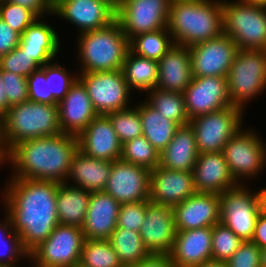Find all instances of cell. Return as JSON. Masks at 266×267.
Masks as SVG:
<instances>
[{
	"instance_id": "cell-1",
	"label": "cell",
	"mask_w": 266,
	"mask_h": 267,
	"mask_svg": "<svg viewBox=\"0 0 266 267\" xmlns=\"http://www.w3.org/2000/svg\"><path fill=\"white\" fill-rule=\"evenodd\" d=\"M4 183L1 196L5 213L30 253L59 224L56 200L60 183L14 177Z\"/></svg>"
},
{
	"instance_id": "cell-2",
	"label": "cell",
	"mask_w": 266,
	"mask_h": 267,
	"mask_svg": "<svg viewBox=\"0 0 266 267\" xmlns=\"http://www.w3.org/2000/svg\"><path fill=\"white\" fill-rule=\"evenodd\" d=\"M77 150V136L66 133L19 142L9 150L10 177L65 183Z\"/></svg>"
},
{
	"instance_id": "cell-3",
	"label": "cell",
	"mask_w": 266,
	"mask_h": 267,
	"mask_svg": "<svg viewBox=\"0 0 266 267\" xmlns=\"http://www.w3.org/2000/svg\"><path fill=\"white\" fill-rule=\"evenodd\" d=\"M168 30L174 44L190 47L224 33L222 0H171Z\"/></svg>"
},
{
	"instance_id": "cell-4",
	"label": "cell",
	"mask_w": 266,
	"mask_h": 267,
	"mask_svg": "<svg viewBox=\"0 0 266 267\" xmlns=\"http://www.w3.org/2000/svg\"><path fill=\"white\" fill-rule=\"evenodd\" d=\"M77 61L79 73L121 70L129 50V40L120 24L98 30H90L77 35Z\"/></svg>"
},
{
	"instance_id": "cell-5",
	"label": "cell",
	"mask_w": 266,
	"mask_h": 267,
	"mask_svg": "<svg viewBox=\"0 0 266 267\" xmlns=\"http://www.w3.org/2000/svg\"><path fill=\"white\" fill-rule=\"evenodd\" d=\"M62 133L57 104L25 101L9 108L0 120V134L8 150L19 142Z\"/></svg>"
},
{
	"instance_id": "cell-6",
	"label": "cell",
	"mask_w": 266,
	"mask_h": 267,
	"mask_svg": "<svg viewBox=\"0 0 266 267\" xmlns=\"http://www.w3.org/2000/svg\"><path fill=\"white\" fill-rule=\"evenodd\" d=\"M224 33L242 50H266V6L222 0Z\"/></svg>"
},
{
	"instance_id": "cell-7",
	"label": "cell",
	"mask_w": 266,
	"mask_h": 267,
	"mask_svg": "<svg viewBox=\"0 0 266 267\" xmlns=\"http://www.w3.org/2000/svg\"><path fill=\"white\" fill-rule=\"evenodd\" d=\"M232 106L245 111V104L266 89V50L239 49L227 75Z\"/></svg>"
},
{
	"instance_id": "cell-8",
	"label": "cell",
	"mask_w": 266,
	"mask_h": 267,
	"mask_svg": "<svg viewBox=\"0 0 266 267\" xmlns=\"http://www.w3.org/2000/svg\"><path fill=\"white\" fill-rule=\"evenodd\" d=\"M84 241L81 227L58 224L48 238L29 253L31 267L78 265Z\"/></svg>"
},
{
	"instance_id": "cell-9",
	"label": "cell",
	"mask_w": 266,
	"mask_h": 267,
	"mask_svg": "<svg viewBox=\"0 0 266 267\" xmlns=\"http://www.w3.org/2000/svg\"><path fill=\"white\" fill-rule=\"evenodd\" d=\"M222 153L237 183L255 178L266 168V143L250 128H241L225 144Z\"/></svg>"
},
{
	"instance_id": "cell-10",
	"label": "cell",
	"mask_w": 266,
	"mask_h": 267,
	"mask_svg": "<svg viewBox=\"0 0 266 267\" xmlns=\"http://www.w3.org/2000/svg\"><path fill=\"white\" fill-rule=\"evenodd\" d=\"M244 112L230 106L191 119L189 123L195 132L199 154L222 151L229 139L242 128Z\"/></svg>"
},
{
	"instance_id": "cell-11",
	"label": "cell",
	"mask_w": 266,
	"mask_h": 267,
	"mask_svg": "<svg viewBox=\"0 0 266 267\" xmlns=\"http://www.w3.org/2000/svg\"><path fill=\"white\" fill-rule=\"evenodd\" d=\"M244 183L220 194V222L241 240L251 241L260 212L256 192Z\"/></svg>"
},
{
	"instance_id": "cell-12",
	"label": "cell",
	"mask_w": 266,
	"mask_h": 267,
	"mask_svg": "<svg viewBox=\"0 0 266 267\" xmlns=\"http://www.w3.org/2000/svg\"><path fill=\"white\" fill-rule=\"evenodd\" d=\"M78 79L85 86L98 115L131 107L130 95L133 92L128 88L122 69L79 73Z\"/></svg>"
},
{
	"instance_id": "cell-13",
	"label": "cell",
	"mask_w": 266,
	"mask_h": 267,
	"mask_svg": "<svg viewBox=\"0 0 266 267\" xmlns=\"http://www.w3.org/2000/svg\"><path fill=\"white\" fill-rule=\"evenodd\" d=\"M171 0H122L116 21L130 40L136 35L168 26Z\"/></svg>"
},
{
	"instance_id": "cell-14",
	"label": "cell",
	"mask_w": 266,
	"mask_h": 267,
	"mask_svg": "<svg viewBox=\"0 0 266 267\" xmlns=\"http://www.w3.org/2000/svg\"><path fill=\"white\" fill-rule=\"evenodd\" d=\"M236 43L225 33L189 47L193 77H226L238 52Z\"/></svg>"
},
{
	"instance_id": "cell-15",
	"label": "cell",
	"mask_w": 266,
	"mask_h": 267,
	"mask_svg": "<svg viewBox=\"0 0 266 267\" xmlns=\"http://www.w3.org/2000/svg\"><path fill=\"white\" fill-rule=\"evenodd\" d=\"M53 15L71 22L80 34L111 25L116 8L106 0H53Z\"/></svg>"
},
{
	"instance_id": "cell-16",
	"label": "cell",
	"mask_w": 266,
	"mask_h": 267,
	"mask_svg": "<svg viewBox=\"0 0 266 267\" xmlns=\"http://www.w3.org/2000/svg\"><path fill=\"white\" fill-rule=\"evenodd\" d=\"M150 170L125 162L121 159L112 162L105 193L120 204L149 200Z\"/></svg>"
},
{
	"instance_id": "cell-17",
	"label": "cell",
	"mask_w": 266,
	"mask_h": 267,
	"mask_svg": "<svg viewBox=\"0 0 266 267\" xmlns=\"http://www.w3.org/2000/svg\"><path fill=\"white\" fill-rule=\"evenodd\" d=\"M183 94L189 120L232 106L226 77H193Z\"/></svg>"
},
{
	"instance_id": "cell-18",
	"label": "cell",
	"mask_w": 266,
	"mask_h": 267,
	"mask_svg": "<svg viewBox=\"0 0 266 267\" xmlns=\"http://www.w3.org/2000/svg\"><path fill=\"white\" fill-rule=\"evenodd\" d=\"M177 235L174 209L149 201L140 236L151 254H170Z\"/></svg>"
},
{
	"instance_id": "cell-19",
	"label": "cell",
	"mask_w": 266,
	"mask_h": 267,
	"mask_svg": "<svg viewBox=\"0 0 266 267\" xmlns=\"http://www.w3.org/2000/svg\"><path fill=\"white\" fill-rule=\"evenodd\" d=\"M196 193L192 171L157 166L150 170L149 201L174 207Z\"/></svg>"
},
{
	"instance_id": "cell-20",
	"label": "cell",
	"mask_w": 266,
	"mask_h": 267,
	"mask_svg": "<svg viewBox=\"0 0 266 267\" xmlns=\"http://www.w3.org/2000/svg\"><path fill=\"white\" fill-rule=\"evenodd\" d=\"M173 209L177 231L212 227L220 222V194L196 192Z\"/></svg>"
},
{
	"instance_id": "cell-21",
	"label": "cell",
	"mask_w": 266,
	"mask_h": 267,
	"mask_svg": "<svg viewBox=\"0 0 266 267\" xmlns=\"http://www.w3.org/2000/svg\"><path fill=\"white\" fill-rule=\"evenodd\" d=\"M57 106L62 133L77 137L98 116L85 86L79 79Z\"/></svg>"
},
{
	"instance_id": "cell-22",
	"label": "cell",
	"mask_w": 266,
	"mask_h": 267,
	"mask_svg": "<svg viewBox=\"0 0 266 267\" xmlns=\"http://www.w3.org/2000/svg\"><path fill=\"white\" fill-rule=\"evenodd\" d=\"M78 149L96 159L113 162L121 157L122 143L106 115H98L77 137Z\"/></svg>"
},
{
	"instance_id": "cell-23",
	"label": "cell",
	"mask_w": 266,
	"mask_h": 267,
	"mask_svg": "<svg viewBox=\"0 0 266 267\" xmlns=\"http://www.w3.org/2000/svg\"><path fill=\"white\" fill-rule=\"evenodd\" d=\"M192 173L196 192L222 194L238 184L222 151L200 153Z\"/></svg>"
},
{
	"instance_id": "cell-24",
	"label": "cell",
	"mask_w": 266,
	"mask_h": 267,
	"mask_svg": "<svg viewBox=\"0 0 266 267\" xmlns=\"http://www.w3.org/2000/svg\"><path fill=\"white\" fill-rule=\"evenodd\" d=\"M120 203L104 191L91 192L81 227L85 239L108 240L117 227Z\"/></svg>"
},
{
	"instance_id": "cell-25",
	"label": "cell",
	"mask_w": 266,
	"mask_h": 267,
	"mask_svg": "<svg viewBox=\"0 0 266 267\" xmlns=\"http://www.w3.org/2000/svg\"><path fill=\"white\" fill-rule=\"evenodd\" d=\"M170 255L177 267H197L212 260V227L177 231Z\"/></svg>"
},
{
	"instance_id": "cell-26",
	"label": "cell",
	"mask_w": 266,
	"mask_h": 267,
	"mask_svg": "<svg viewBox=\"0 0 266 267\" xmlns=\"http://www.w3.org/2000/svg\"><path fill=\"white\" fill-rule=\"evenodd\" d=\"M158 70V89L184 93L193 79L189 47L173 44L158 61Z\"/></svg>"
},
{
	"instance_id": "cell-27",
	"label": "cell",
	"mask_w": 266,
	"mask_h": 267,
	"mask_svg": "<svg viewBox=\"0 0 266 267\" xmlns=\"http://www.w3.org/2000/svg\"><path fill=\"white\" fill-rule=\"evenodd\" d=\"M111 166L112 162L93 158L78 149L72 159L65 183L90 192L103 191L109 179ZM70 180L73 184L69 183Z\"/></svg>"
},
{
	"instance_id": "cell-28",
	"label": "cell",
	"mask_w": 266,
	"mask_h": 267,
	"mask_svg": "<svg viewBox=\"0 0 266 267\" xmlns=\"http://www.w3.org/2000/svg\"><path fill=\"white\" fill-rule=\"evenodd\" d=\"M59 40L56 30L39 17L23 32L19 46L43 66L57 60L61 48Z\"/></svg>"
},
{
	"instance_id": "cell-29",
	"label": "cell",
	"mask_w": 266,
	"mask_h": 267,
	"mask_svg": "<svg viewBox=\"0 0 266 267\" xmlns=\"http://www.w3.org/2000/svg\"><path fill=\"white\" fill-rule=\"evenodd\" d=\"M198 155L194 129L190 123L180 125L160 153V166L171 170L192 171Z\"/></svg>"
},
{
	"instance_id": "cell-30",
	"label": "cell",
	"mask_w": 266,
	"mask_h": 267,
	"mask_svg": "<svg viewBox=\"0 0 266 267\" xmlns=\"http://www.w3.org/2000/svg\"><path fill=\"white\" fill-rule=\"evenodd\" d=\"M90 196V191L60 183L56 200L59 224L82 227Z\"/></svg>"
},
{
	"instance_id": "cell-31",
	"label": "cell",
	"mask_w": 266,
	"mask_h": 267,
	"mask_svg": "<svg viewBox=\"0 0 266 267\" xmlns=\"http://www.w3.org/2000/svg\"><path fill=\"white\" fill-rule=\"evenodd\" d=\"M143 136L161 153L172 140L179 125L165 119L145 100L138 102Z\"/></svg>"
},
{
	"instance_id": "cell-32",
	"label": "cell",
	"mask_w": 266,
	"mask_h": 267,
	"mask_svg": "<svg viewBox=\"0 0 266 267\" xmlns=\"http://www.w3.org/2000/svg\"><path fill=\"white\" fill-rule=\"evenodd\" d=\"M129 90L149 92L158 83V61L138 56L128 50L122 68Z\"/></svg>"
},
{
	"instance_id": "cell-33",
	"label": "cell",
	"mask_w": 266,
	"mask_h": 267,
	"mask_svg": "<svg viewBox=\"0 0 266 267\" xmlns=\"http://www.w3.org/2000/svg\"><path fill=\"white\" fill-rule=\"evenodd\" d=\"M108 240L124 267H132L151 255L138 231L116 228Z\"/></svg>"
},
{
	"instance_id": "cell-34",
	"label": "cell",
	"mask_w": 266,
	"mask_h": 267,
	"mask_svg": "<svg viewBox=\"0 0 266 267\" xmlns=\"http://www.w3.org/2000/svg\"><path fill=\"white\" fill-rule=\"evenodd\" d=\"M145 96V101L165 119L174 121L179 126L189 124L183 93L163 91L156 87Z\"/></svg>"
},
{
	"instance_id": "cell-35",
	"label": "cell",
	"mask_w": 266,
	"mask_h": 267,
	"mask_svg": "<svg viewBox=\"0 0 266 267\" xmlns=\"http://www.w3.org/2000/svg\"><path fill=\"white\" fill-rule=\"evenodd\" d=\"M174 44L168 27L136 35L129 40V50L141 57L159 61Z\"/></svg>"
},
{
	"instance_id": "cell-36",
	"label": "cell",
	"mask_w": 266,
	"mask_h": 267,
	"mask_svg": "<svg viewBox=\"0 0 266 267\" xmlns=\"http://www.w3.org/2000/svg\"><path fill=\"white\" fill-rule=\"evenodd\" d=\"M82 267H124L109 240L85 239L81 259Z\"/></svg>"
},
{
	"instance_id": "cell-37",
	"label": "cell",
	"mask_w": 266,
	"mask_h": 267,
	"mask_svg": "<svg viewBox=\"0 0 266 267\" xmlns=\"http://www.w3.org/2000/svg\"><path fill=\"white\" fill-rule=\"evenodd\" d=\"M4 216L0 220V266L17 267V260H29V252L23 247L21 237L13 231L10 218Z\"/></svg>"
},
{
	"instance_id": "cell-38",
	"label": "cell",
	"mask_w": 266,
	"mask_h": 267,
	"mask_svg": "<svg viewBox=\"0 0 266 267\" xmlns=\"http://www.w3.org/2000/svg\"><path fill=\"white\" fill-rule=\"evenodd\" d=\"M62 66L58 61H52L40 67L49 87V104H58L78 79L79 73L72 74Z\"/></svg>"
},
{
	"instance_id": "cell-39",
	"label": "cell",
	"mask_w": 266,
	"mask_h": 267,
	"mask_svg": "<svg viewBox=\"0 0 266 267\" xmlns=\"http://www.w3.org/2000/svg\"><path fill=\"white\" fill-rule=\"evenodd\" d=\"M120 159L149 170L160 165V153L143 135L122 144Z\"/></svg>"
},
{
	"instance_id": "cell-40",
	"label": "cell",
	"mask_w": 266,
	"mask_h": 267,
	"mask_svg": "<svg viewBox=\"0 0 266 267\" xmlns=\"http://www.w3.org/2000/svg\"><path fill=\"white\" fill-rule=\"evenodd\" d=\"M106 116L122 144L143 135L138 103L127 109L108 113Z\"/></svg>"
},
{
	"instance_id": "cell-41",
	"label": "cell",
	"mask_w": 266,
	"mask_h": 267,
	"mask_svg": "<svg viewBox=\"0 0 266 267\" xmlns=\"http://www.w3.org/2000/svg\"><path fill=\"white\" fill-rule=\"evenodd\" d=\"M243 242L221 222L212 226V260L226 262Z\"/></svg>"
},
{
	"instance_id": "cell-42",
	"label": "cell",
	"mask_w": 266,
	"mask_h": 267,
	"mask_svg": "<svg viewBox=\"0 0 266 267\" xmlns=\"http://www.w3.org/2000/svg\"><path fill=\"white\" fill-rule=\"evenodd\" d=\"M41 66L20 46L0 57V70L28 77Z\"/></svg>"
},
{
	"instance_id": "cell-43",
	"label": "cell",
	"mask_w": 266,
	"mask_h": 267,
	"mask_svg": "<svg viewBox=\"0 0 266 267\" xmlns=\"http://www.w3.org/2000/svg\"><path fill=\"white\" fill-rule=\"evenodd\" d=\"M0 18L22 35L38 17L23 6L0 0Z\"/></svg>"
},
{
	"instance_id": "cell-44",
	"label": "cell",
	"mask_w": 266,
	"mask_h": 267,
	"mask_svg": "<svg viewBox=\"0 0 266 267\" xmlns=\"http://www.w3.org/2000/svg\"><path fill=\"white\" fill-rule=\"evenodd\" d=\"M3 87L9 107L21 104L29 99L27 77L0 70Z\"/></svg>"
},
{
	"instance_id": "cell-45",
	"label": "cell",
	"mask_w": 266,
	"mask_h": 267,
	"mask_svg": "<svg viewBox=\"0 0 266 267\" xmlns=\"http://www.w3.org/2000/svg\"><path fill=\"white\" fill-rule=\"evenodd\" d=\"M149 200L141 202H129L120 205L116 228H127L128 230H141L145 220L146 206Z\"/></svg>"
},
{
	"instance_id": "cell-46",
	"label": "cell",
	"mask_w": 266,
	"mask_h": 267,
	"mask_svg": "<svg viewBox=\"0 0 266 267\" xmlns=\"http://www.w3.org/2000/svg\"><path fill=\"white\" fill-rule=\"evenodd\" d=\"M226 263L228 267H261V249L252 241H243Z\"/></svg>"
},
{
	"instance_id": "cell-47",
	"label": "cell",
	"mask_w": 266,
	"mask_h": 267,
	"mask_svg": "<svg viewBox=\"0 0 266 267\" xmlns=\"http://www.w3.org/2000/svg\"><path fill=\"white\" fill-rule=\"evenodd\" d=\"M29 101L49 104V87L44 71L39 68L27 77Z\"/></svg>"
},
{
	"instance_id": "cell-48",
	"label": "cell",
	"mask_w": 266,
	"mask_h": 267,
	"mask_svg": "<svg viewBox=\"0 0 266 267\" xmlns=\"http://www.w3.org/2000/svg\"><path fill=\"white\" fill-rule=\"evenodd\" d=\"M21 35L0 18V57L19 46Z\"/></svg>"
},
{
	"instance_id": "cell-49",
	"label": "cell",
	"mask_w": 266,
	"mask_h": 267,
	"mask_svg": "<svg viewBox=\"0 0 266 267\" xmlns=\"http://www.w3.org/2000/svg\"><path fill=\"white\" fill-rule=\"evenodd\" d=\"M31 10L38 18L53 15V0H5ZM47 14V15H46ZM44 15V16H43Z\"/></svg>"
},
{
	"instance_id": "cell-50",
	"label": "cell",
	"mask_w": 266,
	"mask_h": 267,
	"mask_svg": "<svg viewBox=\"0 0 266 267\" xmlns=\"http://www.w3.org/2000/svg\"><path fill=\"white\" fill-rule=\"evenodd\" d=\"M132 267H177L170 254H151Z\"/></svg>"
},
{
	"instance_id": "cell-51",
	"label": "cell",
	"mask_w": 266,
	"mask_h": 267,
	"mask_svg": "<svg viewBox=\"0 0 266 267\" xmlns=\"http://www.w3.org/2000/svg\"><path fill=\"white\" fill-rule=\"evenodd\" d=\"M260 249L266 248V216L259 214L256 224L253 238L251 239Z\"/></svg>"
},
{
	"instance_id": "cell-52",
	"label": "cell",
	"mask_w": 266,
	"mask_h": 267,
	"mask_svg": "<svg viewBox=\"0 0 266 267\" xmlns=\"http://www.w3.org/2000/svg\"><path fill=\"white\" fill-rule=\"evenodd\" d=\"M3 85L4 84L0 76V120L6 115L7 111L10 108L6 99Z\"/></svg>"
},
{
	"instance_id": "cell-53",
	"label": "cell",
	"mask_w": 266,
	"mask_h": 267,
	"mask_svg": "<svg viewBox=\"0 0 266 267\" xmlns=\"http://www.w3.org/2000/svg\"><path fill=\"white\" fill-rule=\"evenodd\" d=\"M256 196L258 200V208L260 214L266 216V188L256 189Z\"/></svg>"
},
{
	"instance_id": "cell-54",
	"label": "cell",
	"mask_w": 266,
	"mask_h": 267,
	"mask_svg": "<svg viewBox=\"0 0 266 267\" xmlns=\"http://www.w3.org/2000/svg\"><path fill=\"white\" fill-rule=\"evenodd\" d=\"M5 162L9 163V150L0 134V167L2 164H7Z\"/></svg>"
},
{
	"instance_id": "cell-55",
	"label": "cell",
	"mask_w": 266,
	"mask_h": 267,
	"mask_svg": "<svg viewBox=\"0 0 266 267\" xmlns=\"http://www.w3.org/2000/svg\"><path fill=\"white\" fill-rule=\"evenodd\" d=\"M197 267H228V265L226 262L209 260V261L204 262L201 265H198Z\"/></svg>"
},
{
	"instance_id": "cell-56",
	"label": "cell",
	"mask_w": 266,
	"mask_h": 267,
	"mask_svg": "<svg viewBox=\"0 0 266 267\" xmlns=\"http://www.w3.org/2000/svg\"><path fill=\"white\" fill-rule=\"evenodd\" d=\"M261 267H266V248L261 249Z\"/></svg>"
},
{
	"instance_id": "cell-57",
	"label": "cell",
	"mask_w": 266,
	"mask_h": 267,
	"mask_svg": "<svg viewBox=\"0 0 266 267\" xmlns=\"http://www.w3.org/2000/svg\"><path fill=\"white\" fill-rule=\"evenodd\" d=\"M248 3L261 4L266 6V0H242Z\"/></svg>"
},
{
	"instance_id": "cell-58",
	"label": "cell",
	"mask_w": 266,
	"mask_h": 267,
	"mask_svg": "<svg viewBox=\"0 0 266 267\" xmlns=\"http://www.w3.org/2000/svg\"><path fill=\"white\" fill-rule=\"evenodd\" d=\"M106 1L112 4L115 8H117L122 3V0H106Z\"/></svg>"
},
{
	"instance_id": "cell-59",
	"label": "cell",
	"mask_w": 266,
	"mask_h": 267,
	"mask_svg": "<svg viewBox=\"0 0 266 267\" xmlns=\"http://www.w3.org/2000/svg\"><path fill=\"white\" fill-rule=\"evenodd\" d=\"M73 267H82L80 264H78V265H75V266H73Z\"/></svg>"
}]
</instances>
